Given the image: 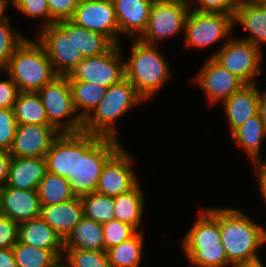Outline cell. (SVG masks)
Listing matches in <instances>:
<instances>
[{
    "label": "cell",
    "mask_w": 266,
    "mask_h": 267,
    "mask_svg": "<svg viewBox=\"0 0 266 267\" xmlns=\"http://www.w3.org/2000/svg\"><path fill=\"white\" fill-rule=\"evenodd\" d=\"M260 191H261V196L263 197V200L266 203V190H260Z\"/></svg>",
    "instance_id": "db71d44e"
},
{
    "label": "cell",
    "mask_w": 266,
    "mask_h": 267,
    "mask_svg": "<svg viewBox=\"0 0 266 267\" xmlns=\"http://www.w3.org/2000/svg\"><path fill=\"white\" fill-rule=\"evenodd\" d=\"M19 223L0 214V249L12 248L16 243Z\"/></svg>",
    "instance_id": "7bdbcfd3"
},
{
    "label": "cell",
    "mask_w": 266,
    "mask_h": 267,
    "mask_svg": "<svg viewBox=\"0 0 266 267\" xmlns=\"http://www.w3.org/2000/svg\"><path fill=\"white\" fill-rule=\"evenodd\" d=\"M41 206L58 204L76 197L67 178L46 172L38 186Z\"/></svg>",
    "instance_id": "4dcf8cb0"
},
{
    "label": "cell",
    "mask_w": 266,
    "mask_h": 267,
    "mask_svg": "<svg viewBox=\"0 0 266 267\" xmlns=\"http://www.w3.org/2000/svg\"><path fill=\"white\" fill-rule=\"evenodd\" d=\"M19 90L17 85L10 78L0 81V108H13Z\"/></svg>",
    "instance_id": "ee69618b"
},
{
    "label": "cell",
    "mask_w": 266,
    "mask_h": 267,
    "mask_svg": "<svg viewBox=\"0 0 266 267\" xmlns=\"http://www.w3.org/2000/svg\"><path fill=\"white\" fill-rule=\"evenodd\" d=\"M37 93L46 111L48 122L59 132L77 133L82 131L83 120L78 114H75L77 111L73 104L67 76H57ZM66 118L67 120H65Z\"/></svg>",
    "instance_id": "52a82bcc"
},
{
    "label": "cell",
    "mask_w": 266,
    "mask_h": 267,
    "mask_svg": "<svg viewBox=\"0 0 266 267\" xmlns=\"http://www.w3.org/2000/svg\"><path fill=\"white\" fill-rule=\"evenodd\" d=\"M47 171L64 178L73 176L78 166V132L61 133L45 155Z\"/></svg>",
    "instance_id": "e0dca14e"
},
{
    "label": "cell",
    "mask_w": 266,
    "mask_h": 267,
    "mask_svg": "<svg viewBox=\"0 0 266 267\" xmlns=\"http://www.w3.org/2000/svg\"><path fill=\"white\" fill-rule=\"evenodd\" d=\"M16 9L29 17H44L43 27L51 24V16L47 0H21L16 6Z\"/></svg>",
    "instance_id": "ab89813d"
},
{
    "label": "cell",
    "mask_w": 266,
    "mask_h": 267,
    "mask_svg": "<svg viewBox=\"0 0 266 267\" xmlns=\"http://www.w3.org/2000/svg\"><path fill=\"white\" fill-rule=\"evenodd\" d=\"M16 242L50 249L60 260L64 256L63 240L40 216L19 224Z\"/></svg>",
    "instance_id": "ffe728a7"
},
{
    "label": "cell",
    "mask_w": 266,
    "mask_h": 267,
    "mask_svg": "<svg viewBox=\"0 0 266 267\" xmlns=\"http://www.w3.org/2000/svg\"><path fill=\"white\" fill-rule=\"evenodd\" d=\"M18 267H54L61 260L50 250L32 247L23 242L12 246Z\"/></svg>",
    "instance_id": "d6a6232c"
},
{
    "label": "cell",
    "mask_w": 266,
    "mask_h": 267,
    "mask_svg": "<svg viewBox=\"0 0 266 267\" xmlns=\"http://www.w3.org/2000/svg\"><path fill=\"white\" fill-rule=\"evenodd\" d=\"M102 229L105 251L131 238L137 232L131 225L115 219L103 223Z\"/></svg>",
    "instance_id": "74e56055"
},
{
    "label": "cell",
    "mask_w": 266,
    "mask_h": 267,
    "mask_svg": "<svg viewBox=\"0 0 266 267\" xmlns=\"http://www.w3.org/2000/svg\"><path fill=\"white\" fill-rule=\"evenodd\" d=\"M257 2L260 3V5H262V7L266 10V0H256Z\"/></svg>",
    "instance_id": "816d5d0a"
},
{
    "label": "cell",
    "mask_w": 266,
    "mask_h": 267,
    "mask_svg": "<svg viewBox=\"0 0 266 267\" xmlns=\"http://www.w3.org/2000/svg\"><path fill=\"white\" fill-rule=\"evenodd\" d=\"M5 70L19 92H37L58 76L44 47L28 38L15 49Z\"/></svg>",
    "instance_id": "3957f363"
},
{
    "label": "cell",
    "mask_w": 266,
    "mask_h": 267,
    "mask_svg": "<svg viewBox=\"0 0 266 267\" xmlns=\"http://www.w3.org/2000/svg\"><path fill=\"white\" fill-rule=\"evenodd\" d=\"M70 20L119 45V26L112 0H80Z\"/></svg>",
    "instance_id": "7c38bea8"
},
{
    "label": "cell",
    "mask_w": 266,
    "mask_h": 267,
    "mask_svg": "<svg viewBox=\"0 0 266 267\" xmlns=\"http://www.w3.org/2000/svg\"><path fill=\"white\" fill-rule=\"evenodd\" d=\"M68 81L71 88L74 107L77 114L84 121L104 98L107 87L86 81Z\"/></svg>",
    "instance_id": "83f0119b"
},
{
    "label": "cell",
    "mask_w": 266,
    "mask_h": 267,
    "mask_svg": "<svg viewBox=\"0 0 266 267\" xmlns=\"http://www.w3.org/2000/svg\"><path fill=\"white\" fill-rule=\"evenodd\" d=\"M258 113L266 126V91L262 94L258 89Z\"/></svg>",
    "instance_id": "c3c4849f"
},
{
    "label": "cell",
    "mask_w": 266,
    "mask_h": 267,
    "mask_svg": "<svg viewBox=\"0 0 266 267\" xmlns=\"http://www.w3.org/2000/svg\"><path fill=\"white\" fill-rule=\"evenodd\" d=\"M233 267H263V264H262L261 260H257L254 262L238 264V265H235Z\"/></svg>",
    "instance_id": "681fc988"
},
{
    "label": "cell",
    "mask_w": 266,
    "mask_h": 267,
    "mask_svg": "<svg viewBox=\"0 0 266 267\" xmlns=\"http://www.w3.org/2000/svg\"><path fill=\"white\" fill-rule=\"evenodd\" d=\"M61 262L62 261L58 262L54 267H68L64 262Z\"/></svg>",
    "instance_id": "f5cc1de1"
},
{
    "label": "cell",
    "mask_w": 266,
    "mask_h": 267,
    "mask_svg": "<svg viewBox=\"0 0 266 267\" xmlns=\"http://www.w3.org/2000/svg\"><path fill=\"white\" fill-rule=\"evenodd\" d=\"M46 172L45 157H12L5 187L37 190Z\"/></svg>",
    "instance_id": "d6986e66"
},
{
    "label": "cell",
    "mask_w": 266,
    "mask_h": 267,
    "mask_svg": "<svg viewBox=\"0 0 266 267\" xmlns=\"http://www.w3.org/2000/svg\"><path fill=\"white\" fill-rule=\"evenodd\" d=\"M38 35L58 76L70 75L84 59L77 48L76 24L70 19L42 27Z\"/></svg>",
    "instance_id": "8992f818"
},
{
    "label": "cell",
    "mask_w": 266,
    "mask_h": 267,
    "mask_svg": "<svg viewBox=\"0 0 266 267\" xmlns=\"http://www.w3.org/2000/svg\"><path fill=\"white\" fill-rule=\"evenodd\" d=\"M143 101L144 99L125 77L120 82L107 88L104 98L83 121L82 131L117 140V132L113 123L117 118Z\"/></svg>",
    "instance_id": "5b68a950"
},
{
    "label": "cell",
    "mask_w": 266,
    "mask_h": 267,
    "mask_svg": "<svg viewBox=\"0 0 266 267\" xmlns=\"http://www.w3.org/2000/svg\"><path fill=\"white\" fill-rule=\"evenodd\" d=\"M13 111L18 125L50 124L37 92H19Z\"/></svg>",
    "instance_id": "f1b7e54d"
},
{
    "label": "cell",
    "mask_w": 266,
    "mask_h": 267,
    "mask_svg": "<svg viewBox=\"0 0 266 267\" xmlns=\"http://www.w3.org/2000/svg\"><path fill=\"white\" fill-rule=\"evenodd\" d=\"M121 55L120 46L113 45L106 53L84 57L67 76L68 80L86 81L108 88L125 78V62Z\"/></svg>",
    "instance_id": "9c48e42d"
},
{
    "label": "cell",
    "mask_w": 266,
    "mask_h": 267,
    "mask_svg": "<svg viewBox=\"0 0 266 267\" xmlns=\"http://www.w3.org/2000/svg\"><path fill=\"white\" fill-rule=\"evenodd\" d=\"M157 45L134 41L131 57L125 62V77L145 100L150 99L169 80L170 66Z\"/></svg>",
    "instance_id": "277c9868"
},
{
    "label": "cell",
    "mask_w": 266,
    "mask_h": 267,
    "mask_svg": "<svg viewBox=\"0 0 266 267\" xmlns=\"http://www.w3.org/2000/svg\"><path fill=\"white\" fill-rule=\"evenodd\" d=\"M239 1L240 0H196L195 3H198V7L193 10L197 12L225 13L234 16Z\"/></svg>",
    "instance_id": "b9f144b4"
},
{
    "label": "cell",
    "mask_w": 266,
    "mask_h": 267,
    "mask_svg": "<svg viewBox=\"0 0 266 267\" xmlns=\"http://www.w3.org/2000/svg\"><path fill=\"white\" fill-rule=\"evenodd\" d=\"M253 165L257 171L258 185L260 190H266V160H256L253 162Z\"/></svg>",
    "instance_id": "bcb514c9"
},
{
    "label": "cell",
    "mask_w": 266,
    "mask_h": 267,
    "mask_svg": "<svg viewBox=\"0 0 266 267\" xmlns=\"http://www.w3.org/2000/svg\"><path fill=\"white\" fill-rule=\"evenodd\" d=\"M201 211L190 231L182 239V246H210L221 242L220 208Z\"/></svg>",
    "instance_id": "cb8c5ba5"
},
{
    "label": "cell",
    "mask_w": 266,
    "mask_h": 267,
    "mask_svg": "<svg viewBox=\"0 0 266 267\" xmlns=\"http://www.w3.org/2000/svg\"><path fill=\"white\" fill-rule=\"evenodd\" d=\"M0 267H18L12 248L0 249Z\"/></svg>",
    "instance_id": "7dc6e473"
},
{
    "label": "cell",
    "mask_w": 266,
    "mask_h": 267,
    "mask_svg": "<svg viewBox=\"0 0 266 267\" xmlns=\"http://www.w3.org/2000/svg\"><path fill=\"white\" fill-rule=\"evenodd\" d=\"M17 126L13 108H0V149L10 151Z\"/></svg>",
    "instance_id": "f35d334b"
},
{
    "label": "cell",
    "mask_w": 266,
    "mask_h": 267,
    "mask_svg": "<svg viewBox=\"0 0 266 267\" xmlns=\"http://www.w3.org/2000/svg\"><path fill=\"white\" fill-rule=\"evenodd\" d=\"M40 217L61 237L62 240L84 217L80 196L49 206H41Z\"/></svg>",
    "instance_id": "44dd1931"
},
{
    "label": "cell",
    "mask_w": 266,
    "mask_h": 267,
    "mask_svg": "<svg viewBox=\"0 0 266 267\" xmlns=\"http://www.w3.org/2000/svg\"><path fill=\"white\" fill-rule=\"evenodd\" d=\"M143 235L137 231L131 238L108 249L107 256L112 267H139L143 253Z\"/></svg>",
    "instance_id": "f546056e"
},
{
    "label": "cell",
    "mask_w": 266,
    "mask_h": 267,
    "mask_svg": "<svg viewBox=\"0 0 266 267\" xmlns=\"http://www.w3.org/2000/svg\"><path fill=\"white\" fill-rule=\"evenodd\" d=\"M190 264L194 267H226L228 261L222 242L210 246H182Z\"/></svg>",
    "instance_id": "1f68e13d"
},
{
    "label": "cell",
    "mask_w": 266,
    "mask_h": 267,
    "mask_svg": "<svg viewBox=\"0 0 266 267\" xmlns=\"http://www.w3.org/2000/svg\"><path fill=\"white\" fill-rule=\"evenodd\" d=\"M220 234L228 261L233 266L260 260L257 249L266 243V230L244 212L220 208Z\"/></svg>",
    "instance_id": "6da1fadb"
},
{
    "label": "cell",
    "mask_w": 266,
    "mask_h": 267,
    "mask_svg": "<svg viewBox=\"0 0 266 267\" xmlns=\"http://www.w3.org/2000/svg\"><path fill=\"white\" fill-rule=\"evenodd\" d=\"M80 198L83 204L84 217L101 224L115 219L114 197L95 191L82 195Z\"/></svg>",
    "instance_id": "836d02e7"
},
{
    "label": "cell",
    "mask_w": 266,
    "mask_h": 267,
    "mask_svg": "<svg viewBox=\"0 0 266 267\" xmlns=\"http://www.w3.org/2000/svg\"><path fill=\"white\" fill-rule=\"evenodd\" d=\"M47 3L51 16V24H54L71 19L80 0H47Z\"/></svg>",
    "instance_id": "60d3db41"
},
{
    "label": "cell",
    "mask_w": 266,
    "mask_h": 267,
    "mask_svg": "<svg viewBox=\"0 0 266 267\" xmlns=\"http://www.w3.org/2000/svg\"><path fill=\"white\" fill-rule=\"evenodd\" d=\"M0 214H1V188H0Z\"/></svg>",
    "instance_id": "9f6ffc18"
},
{
    "label": "cell",
    "mask_w": 266,
    "mask_h": 267,
    "mask_svg": "<svg viewBox=\"0 0 266 267\" xmlns=\"http://www.w3.org/2000/svg\"><path fill=\"white\" fill-rule=\"evenodd\" d=\"M11 28L8 17L0 21V70L9 63L15 49L26 39Z\"/></svg>",
    "instance_id": "8d00e7d4"
},
{
    "label": "cell",
    "mask_w": 266,
    "mask_h": 267,
    "mask_svg": "<svg viewBox=\"0 0 266 267\" xmlns=\"http://www.w3.org/2000/svg\"><path fill=\"white\" fill-rule=\"evenodd\" d=\"M121 147L116 139L78 132V166L67 178L76 196L95 192L104 165Z\"/></svg>",
    "instance_id": "7a4b0ae2"
},
{
    "label": "cell",
    "mask_w": 266,
    "mask_h": 267,
    "mask_svg": "<svg viewBox=\"0 0 266 267\" xmlns=\"http://www.w3.org/2000/svg\"><path fill=\"white\" fill-rule=\"evenodd\" d=\"M1 214L16 223H22L41 214L38 190L1 188Z\"/></svg>",
    "instance_id": "2e32d148"
},
{
    "label": "cell",
    "mask_w": 266,
    "mask_h": 267,
    "mask_svg": "<svg viewBox=\"0 0 266 267\" xmlns=\"http://www.w3.org/2000/svg\"><path fill=\"white\" fill-rule=\"evenodd\" d=\"M132 160L121 147L104 165L95 191L115 197L131 190L138 183Z\"/></svg>",
    "instance_id": "4fadbf2b"
},
{
    "label": "cell",
    "mask_w": 266,
    "mask_h": 267,
    "mask_svg": "<svg viewBox=\"0 0 266 267\" xmlns=\"http://www.w3.org/2000/svg\"><path fill=\"white\" fill-rule=\"evenodd\" d=\"M9 1L10 0H0V21L6 18V16H4L3 14L6 9L5 7H7Z\"/></svg>",
    "instance_id": "f907efd6"
},
{
    "label": "cell",
    "mask_w": 266,
    "mask_h": 267,
    "mask_svg": "<svg viewBox=\"0 0 266 267\" xmlns=\"http://www.w3.org/2000/svg\"><path fill=\"white\" fill-rule=\"evenodd\" d=\"M21 0H12V4L16 7Z\"/></svg>",
    "instance_id": "11a10c76"
},
{
    "label": "cell",
    "mask_w": 266,
    "mask_h": 267,
    "mask_svg": "<svg viewBox=\"0 0 266 267\" xmlns=\"http://www.w3.org/2000/svg\"><path fill=\"white\" fill-rule=\"evenodd\" d=\"M189 7L188 0H154L147 28L138 39L143 43L156 45L158 40L173 37L183 31Z\"/></svg>",
    "instance_id": "ba28073f"
},
{
    "label": "cell",
    "mask_w": 266,
    "mask_h": 267,
    "mask_svg": "<svg viewBox=\"0 0 266 267\" xmlns=\"http://www.w3.org/2000/svg\"><path fill=\"white\" fill-rule=\"evenodd\" d=\"M60 134L51 124L18 125L10 154L12 157H45Z\"/></svg>",
    "instance_id": "5bb4252c"
},
{
    "label": "cell",
    "mask_w": 266,
    "mask_h": 267,
    "mask_svg": "<svg viewBox=\"0 0 266 267\" xmlns=\"http://www.w3.org/2000/svg\"><path fill=\"white\" fill-rule=\"evenodd\" d=\"M258 97L257 84H246L222 102L231 127L230 134L258 113Z\"/></svg>",
    "instance_id": "7402d4cb"
},
{
    "label": "cell",
    "mask_w": 266,
    "mask_h": 267,
    "mask_svg": "<svg viewBox=\"0 0 266 267\" xmlns=\"http://www.w3.org/2000/svg\"><path fill=\"white\" fill-rule=\"evenodd\" d=\"M144 208V197L137 183L131 190L114 197V217L139 231Z\"/></svg>",
    "instance_id": "4316f807"
},
{
    "label": "cell",
    "mask_w": 266,
    "mask_h": 267,
    "mask_svg": "<svg viewBox=\"0 0 266 267\" xmlns=\"http://www.w3.org/2000/svg\"><path fill=\"white\" fill-rule=\"evenodd\" d=\"M231 137L235 143L244 148L252 162L262 159L259 155L261 143L266 138V126L259 113L236 128Z\"/></svg>",
    "instance_id": "484cf974"
},
{
    "label": "cell",
    "mask_w": 266,
    "mask_h": 267,
    "mask_svg": "<svg viewBox=\"0 0 266 267\" xmlns=\"http://www.w3.org/2000/svg\"><path fill=\"white\" fill-rule=\"evenodd\" d=\"M153 1L112 0L118 21L119 33H124L131 38L136 37L138 39L147 28Z\"/></svg>",
    "instance_id": "ac0fdd59"
},
{
    "label": "cell",
    "mask_w": 266,
    "mask_h": 267,
    "mask_svg": "<svg viewBox=\"0 0 266 267\" xmlns=\"http://www.w3.org/2000/svg\"><path fill=\"white\" fill-rule=\"evenodd\" d=\"M63 248L105 251L102 224L83 217L63 240Z\"/></svg>",
    "instance_id": "d4e9b609"
},
{
    "label": "cell",
    "mask_w": 266,
    "mask_h": 267,
    "mask_svg": "<svg viewBox=\"0 0 266 267\" xmlns=\"http://www.w3.org/2000/svg\"><path fill=\"white\" fill-rule=\"evenodd\" d=\"M11 158L10 151L0 149V188L6 185Z\"/></svg>",
    "instance_id": "f6af8a7d"
},
{
    "label": "cell",
    "mask_w": 266,
    "mask_h": 267,
    "mask_svg": "<svg viewBox=\"0 0 266 267\" xmlns=\"http://www.w3.org/2000/svg\"><path fill=\"white\" fill-rule=\"evenodd\" d=\"M62 260L68 267H112L106 251H88L79 248H63Z\"/></svg>",
    "instance_id": "d590c367"
},
{
    "label": "cell",
    "mask_w": 266,
    "mask_h": 267,
    "mask_svg": "<svg viewBox=\"0 0 266 267\" xmlns=\"http://www.w3.org/2000/svg\"><path fill=\"white\" fill-rule=\"evenodd\" d=\"M77 48L83 57L98 56L106 53L114 44L104 35L87 30L76 24Z\"/></svg>",
    "instance_id": "e575fe53"
},
{
    "label": "cell",
    "mask_w": 266,
    "mask_h": 267,
    "mask_svg": "<svg viewBox=\"0 0 266 267\" xmlns=\"http://www.w3.org/2000/svg\"><path fill=\"white\" fill-rule=\"evenodd\" d=\"M212 57L245 84H254L261 73L262 50L250 42L233 38L225 42Z\"/></svg>",
    "instance_id": "30bf717a"
},
{
    "label": "cell",
    "mask_w": 266,
    "mask_h": 267,
    "mask_svg": "<svg viewBox=\"0 0 266 267\" xmlns=\"http://www.w3.org/2000/svg\"><path fill=\"white\" fill-rule=\"evenodd\" d=\"M195 82L206 93L211 104L225 101L234 92L246 85L241 79L220 65L212 56L201 68Z\"/></svg>",
    "instance_id": "9a60e30c"
},
{
    "label": "cell",
    "mask_w": 266,
    "mask_h": 267,
    "mask_svg": "<svg viewBox=\"0 0 266 267\" xmlns=\"http://www.w3.org/2000/svg\"><path fill=\"white\" fill-rule=\"evenodd\" d=\"M233 16L225 13L188 12L185 29L187 47H207L232 34Z\"/></svg>",
    "instance_id": "8fae6325"
},
{
    "label": "cell",
    "mask_w": 266,
    "mask_h": 267,
    "mask_svg": "<svg viewBox=\"0 0 266 267\" xmlns=\"http://www.w3.org/2000/svg\"><path fill=\"white\" fill-rule=\"evenodd\" d=\"M236 23L249 32V36L241 40L250 42L259 49L266 44V10L259 2L240 0L233 16V24Z\"/></svg>",
    "instance_id": "603a6c76"
}]
</instances>
